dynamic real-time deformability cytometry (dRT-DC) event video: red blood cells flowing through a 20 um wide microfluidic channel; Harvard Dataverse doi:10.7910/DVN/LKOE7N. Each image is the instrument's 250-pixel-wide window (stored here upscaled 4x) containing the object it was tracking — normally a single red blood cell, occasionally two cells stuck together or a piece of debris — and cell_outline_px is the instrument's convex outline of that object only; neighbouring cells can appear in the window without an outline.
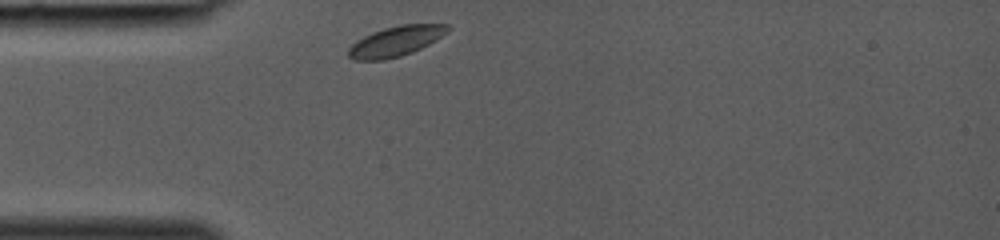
{"species": "common noctule bat (a hibernating species)", "species_latin": "Nyctalus noctula", "temperature_condition": "room temperature", "stored_images_in_passage": 24, "camera_frame_rate_fps": 3000, "um_per_image_px": 0.085, "animal": {"sex": "female", "body_mass_g": 19.0, "forearm_length_mm": 53.3}, "frame": {"image": 1, "passage_image": 1, "time_ms": 0.0, "image_size_px": [1000, 240], "cell_outline_px": [[452, 28], [448, 32], [436, 40], [412, 52], [400, 56], [384, 60], [356, 60], [348, 56], [348, 48], [356, 40], [372, 32], [384, 28], [400, 24], [448, 24]], "centroid_in_image_um": [33.65, 3.49], "position_along_channel_um": 51.4, "area_um2": 17.46}}
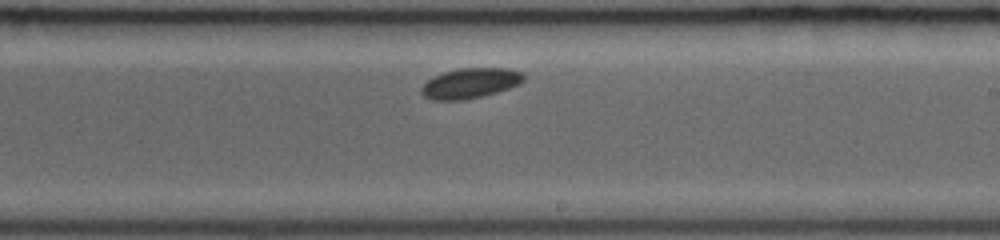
{"frame": {"image": 2, "passage_image": 14, "time_ms": 4.333, "image_size_px": [1000, 240], "cell_outline_px": [[524, 80], [520, 84], [496, 92], [464, 100], [436, 100], [424, 96], [420, 92], [420, 88], [432, 76], [444, 72], [460, 68], [508, 68], [524, 72]], "centroid_in_image_um": [39.98, 7.06], "position_along_channel_um": 249.0, "area_um2": 17.98}}
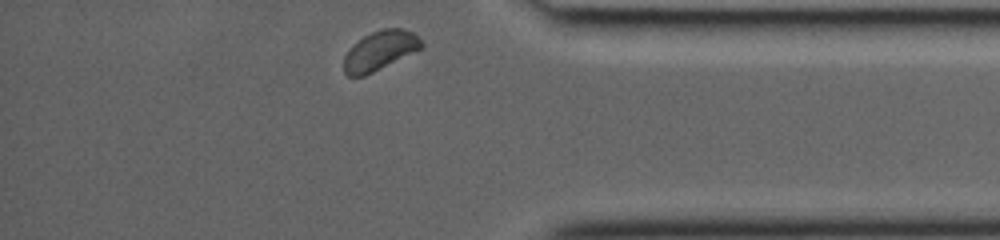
{"frame": {"image": 3, "passage_image": 24, "time_ms": 7.667, "image_size_px": [1000, 240], "cell_outline_px": [[424, 44], [420, 48], [364, 76], [348, 76], [344, 72], [344, 56], [348, 48], [352, 44], [364, 36], [372, 32], [384, 28], [404, 28], [412, 32]], "centroid_in_image_um": [32.23, 4.28], "position_along_channel_um": 403.0, "area_um2": 17.4}}